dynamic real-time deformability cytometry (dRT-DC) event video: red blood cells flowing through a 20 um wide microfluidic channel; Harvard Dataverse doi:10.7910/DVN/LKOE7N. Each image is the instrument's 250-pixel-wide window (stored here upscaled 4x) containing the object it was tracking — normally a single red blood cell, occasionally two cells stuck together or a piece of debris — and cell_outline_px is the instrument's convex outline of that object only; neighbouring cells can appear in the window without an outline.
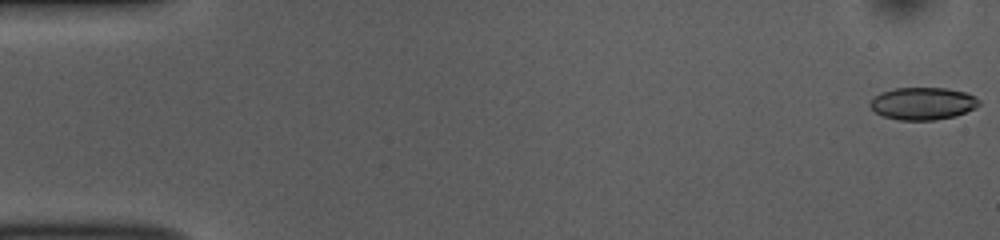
{"species": "common noctule bat (a hibernating species)", "species_latin": "Nyctalus noctula", "temperature_condition": "room temperature", "stored_images_in_passage": 54, "camera_frame_rate_fps": 3000, "um_per_image_px": 0.085, "animal": {"sex": "female", "body_mass_g": 10.0, "forearm_length_mm": 53.1}, "frame": {"image": 1, "passage_image": 1, "time_ms": 0.0, "image_size_px": [1000, 240], "cell_outline_px": [[980, 104], [976, 108], [956, 116], [932, 120], [900, 120], [884, 116], [876, 112], [868, 104], [880, 92], [896, 88], [944, 88], [964, 92], [976, 96], [980, 100]], "centroid_in_image_um": [78.47, 8.8], "position_along_channel_um": 6.5, "area_um2": 20.52}}
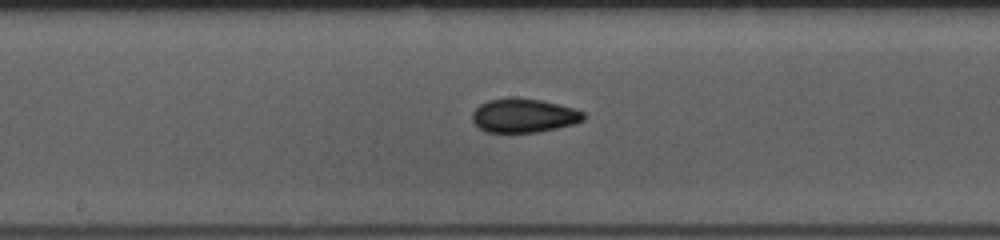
{"frame": {"image": 2, "passage_image": 28, "time_ms": 9.0, "image_size_px": [1000, 240], "cell_outline_px": [[584, 120], [576, 124], [536, 132], [488, 132], [480, 128], [472, 120], [472, 112], [480, 104], [488, 100], [512, 96], [516, 96], [540, 100], [572, 108], [584, 112]], "centroid_in_image_um": [44.51, 9.81], "position_along_channel_um": 203.7, "area_um2": 22.02}}
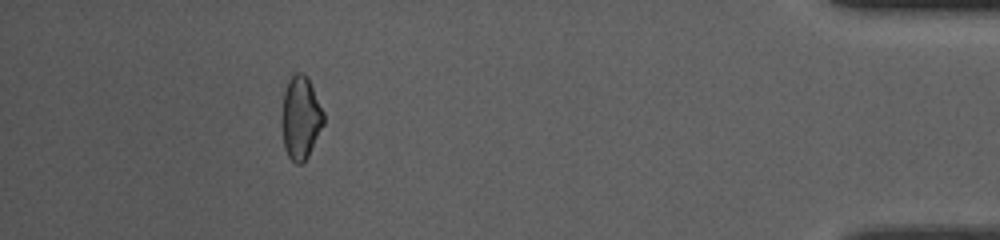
{"frame": {"image": 3, "passage_image": 49, "time_ms": 16.0, "image_size_px": [1000, 240], "cell_outline_px": [[324, 124], [308, 156], [300, 164], [296, 164], [288, 156], [284, 148], [280, 120], [280, 112], [284, 92], [288, 80], [296, 72], [304, 72], [308, 76], [324, 112]], "centroid_in_image_um": [25.53, 9.98], "position_along_channel_um": 409.7, "area_um2": 20.69}, "authors_computed_cell_mechanics": {"area_um2": 20.9525, "velocity_mm_per_s": 3.7336, "shape_relaxation_time_tau1_ms": 4.806, "shape_relaxation_time_tau2_ms": 2.5082, "deformation_change_tau1": 0.1118, "deformation_change_tau2": 0.0696}}